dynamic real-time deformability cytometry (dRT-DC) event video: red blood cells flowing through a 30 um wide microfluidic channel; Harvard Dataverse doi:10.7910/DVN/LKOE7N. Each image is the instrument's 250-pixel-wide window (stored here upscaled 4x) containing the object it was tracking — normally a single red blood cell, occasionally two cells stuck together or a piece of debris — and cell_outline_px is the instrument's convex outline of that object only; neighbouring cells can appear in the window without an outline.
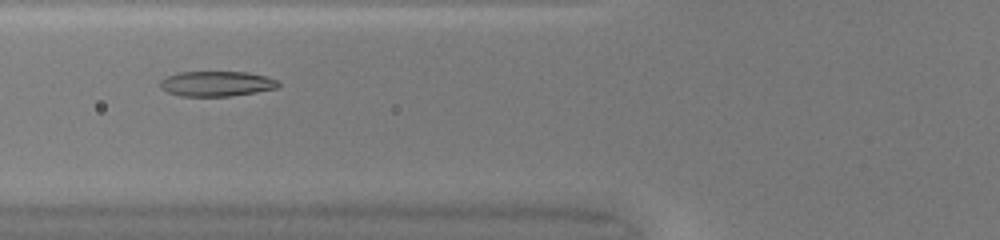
{"species": "common noctule bat (a hibernating species)", "species_latin": "Nyctalus noctula", "temperature_condition": "warm", "stored_images_in_passage": 38, "camera_frame_rate_fps": 3000, "um_per_image_px": 0.085, "animal": {"sex": "female", "body_mass_g": 20.0, "forearm_length_mm": 54.0}, "frame": {"image": 1, "passage_image": 9, "time_ms": 2.667, "image_size_px": [1000, 240], "cell_outline_px": [[280, 84], [276, 88], [256, 92], [228, 96], [180, 96], [168, 92], [160, 88], [160, 80], [164, 76], [180, 72], [248, 72], [268, 76], [276, 80]], "centroid_in_image_um": [18.38, 7.11], "position_along_channel_um": 107.4, "area_um2": 17.4}}
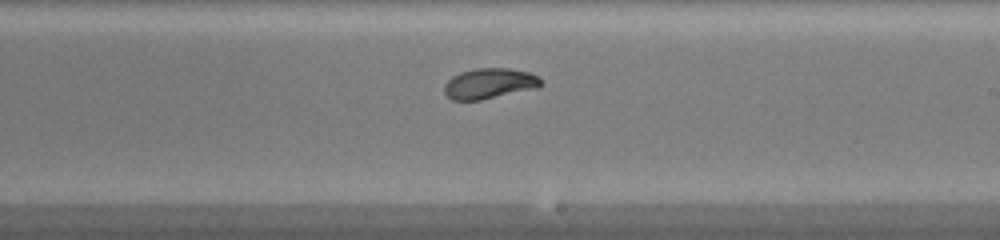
{"frame": {"image": 2, "passage_image": 19, "time_ms": 6.0, "image_size_px": [1000, 240], "cell_outline_px": [[540, 84], [536, 88], [480, 100], [452, 100], [444, 92], [444, 84], [452, 76], [460, 72], [476, 68], [508, 68], [528, 72], [536, 76], [540, 80]], "centroid_in_image_um": [41.54, 7.09], "position_along_channel_um": 247.5, "area_um2": 16.94}}
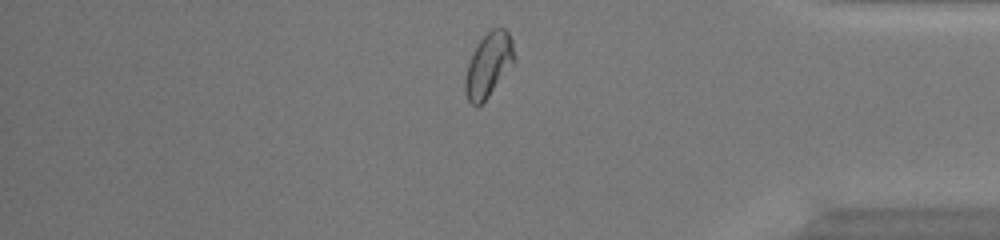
{"frame": {"image": 3, "passage_image": 31, "time_ms": 10.0, "image_size_px": [1000, 240], "cell_outline_px": [[516, 60], [488, 96], [476, 108], [468, 100], [464, 88], [464, 80], [468, 64], [480, 40], [492, 28], [504, 28], [508, 32], [512, 40]], "centroid_in_image_um": [41.54, 5.52], "position_along_channel_um": 393.7, "area_um2": 18.03}, "authors_computed_cell_mechanics": {"area_um2": 17.5712, "velocity_mm_per_s": 4.2077, "shape_relaxation_time_tau1_ms": 5.9907, "shape_relaxation_time_tau2_ms": 1.8199, "deformation_change_tau1": 0.2187, "deformation_change_tau2": 0.0542}}